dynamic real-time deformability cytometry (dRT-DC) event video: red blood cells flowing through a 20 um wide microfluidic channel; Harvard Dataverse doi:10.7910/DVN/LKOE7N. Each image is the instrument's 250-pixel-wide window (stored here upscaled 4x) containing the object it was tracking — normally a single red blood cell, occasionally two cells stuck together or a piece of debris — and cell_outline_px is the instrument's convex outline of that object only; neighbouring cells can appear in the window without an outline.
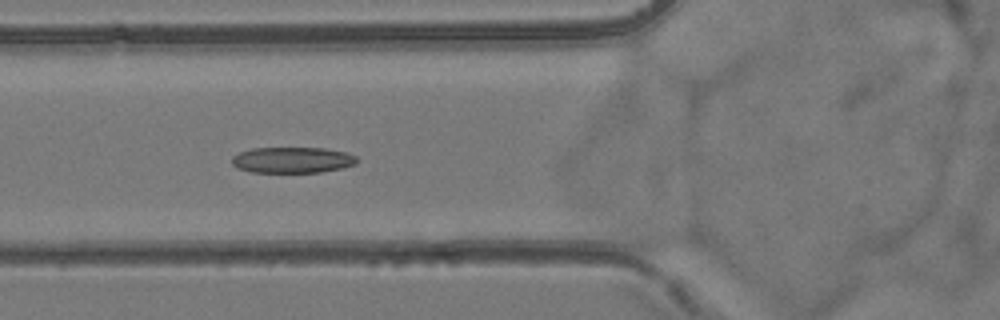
{"species": "common noctule bat (a hibernating species)", "species_latin": "Nyctalus noctula", "temperature_condition": "room temperature", "stored_images_in_passage": 43, "camera_frame_rate_fps": 3000, "um_per_image_px": 0.085, "animal": {"sex": "female", "body_mass_g": 24.6, "forearm_length_mm": 56.2}, "frame": {"image": 1, "passage_image": 13, "time_ms": 4.0, "image_size_px": [1000, 320], "cell_outline_px": [[356, 164], [340, 168], [320, 172], [252, 172], [240, 168], [232, 164], [232, 156], [240, 152], [252, 148], [324, 148], [344, 152], [356, 156]], "centroid_in_image_um": [24.84, 13.59], "position_along_channel_um": 101.0, "area_um2": 18.67}}
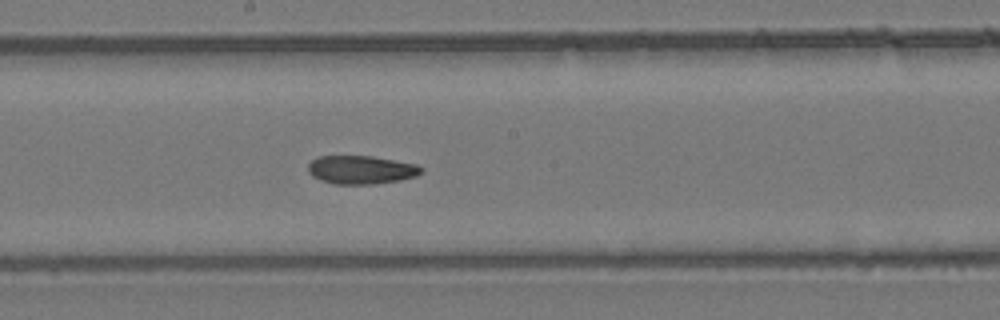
{"frame": {"image": 2, "passage_image": 22, "time_ms": 7.0, "image_size_px": [1000, 320], "cell_outline_px": [[424, 172], [416, 176], [400, 180], [372, 184], [336, 184], [320, 180], [312, 176], [308, 172], [308, 164], [316, 156], [372, 156], [416, 164], [424, 168]], "centroid_in_image_um": [30.7, 14.43], "position_along_channel_um": 217.5, "area_um2": 18.84}}
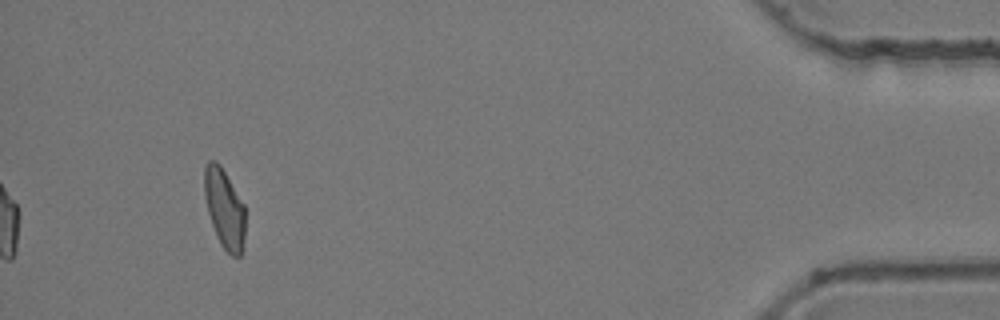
{"frame": {"image": 3, "passage_image": 43, "time_ms": 14.0, "image_size_px": [1000, 320], "cell_outline_px": [[244, 240], [240, 256], [232, 256], [220, 244], [216, 236], [208, 212], [204, 196], [204, 168], [208, 160], [216, 160], [220, 164], [244, 204]], "centroid_in_image_um": [19.06, 17.7], "position_along_channel_um": 416.1, "area_um2": 18.84}, "authors_computed_cell_mechanics": {"area_um2": 19.1318, "velocity_mm_per_s": 3.8758, "shape_relaxation_time_tau1_ms": null, "shape_relaxation_time_tau2_ms": 4.9199, "deformation_change_tau1": null, "deformation_change_tau2": 0.1112}}